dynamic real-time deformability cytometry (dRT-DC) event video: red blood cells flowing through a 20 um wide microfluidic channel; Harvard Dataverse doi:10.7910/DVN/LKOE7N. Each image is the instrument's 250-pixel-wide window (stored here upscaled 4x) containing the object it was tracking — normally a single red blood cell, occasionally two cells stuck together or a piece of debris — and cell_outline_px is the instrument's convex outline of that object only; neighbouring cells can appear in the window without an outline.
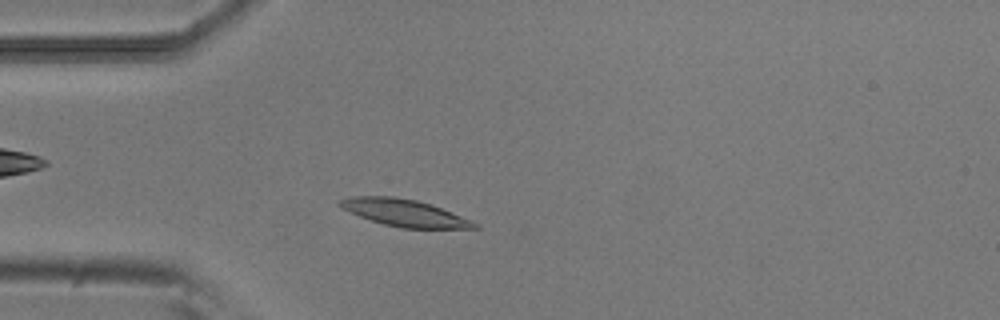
{"species": "common noctule bat (a hibernating species)", "species_latin": "Nyctalus noctula", "temperature_condition": "room temperature", "stored_images_in_passage": 43, "camera_frame_rate_fps": 3000, "um_per_image_px": 0.085, "animal": {"sex": "male", "body_mass_g": 20.5, "forearm_length_mm": 52.5}, "frame": {"image": 1, "passage_image": 4, "time_ms": 1.0, "image_size_px": [1000, 320], "cell_outline_px": [[480, 228], [404, 228], [384, 224], [360, 216], [344, 208], [340, 204], [340, 200], [352, 196], [392, 196], [416, 200], [440, 208], [472, 220], [480, 224]], "centroid_in_image_um": [34.43, 18.09], "position_along_channel_um": 50.6, "area_um2": 20.63}}
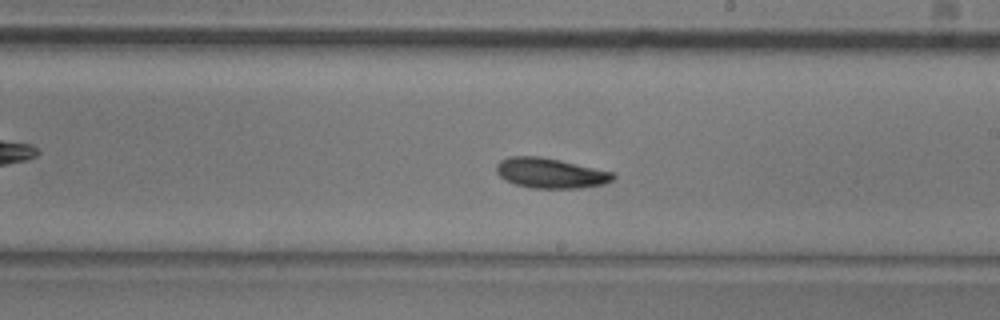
{"frame": {"image": 2, "passage_image": 20, "time_ms": 6.333, "image_size_px": [1000, 320], "cell_outline_px": [[616, 176], [612, 180], [604, 184], [580, 188], [532, 188], [516, 184], [500, 176], [496, 172], [496, 164], [500, 160], [508, 156], [540, 156], [560, 160], [616, 172]], "centroid_in_image_um": [46.82, 14.7], "position_along_channel_um": 242.2, "area_um2": 20.58}}
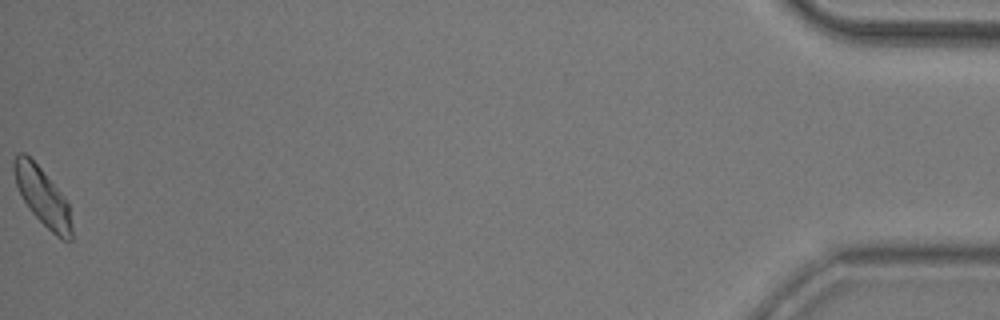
{"frame": {"image": 3, "passage_image": 43, "time_ms": 14.0, "image_size_px": [1000, 320], "cell_outline_px": [[72, 240], [64, 240], [56, 236], [28, 208], [16, 184], [12, 168], [12, 164], [16, 156], [20, 152], [24, 152], [40, 168], [68, 200], [72, 224]], "centroid_in_image_um": [3.64, 16.72], "position_along_channel_um": 431.6, "area_um2": 19.31}, "authors_computed_cell_mechanics": {"area_um2": 20.0566, "velocity_mm_per_s": 3.7793, "shape_relaxation_time_tau1_ms": 3.8268, "shape_relaxation_time_tau2_ms": 9.9057, "deformation_change_tau1": 0.121, "deformation_change_tau2": 0.1572}}